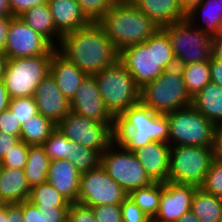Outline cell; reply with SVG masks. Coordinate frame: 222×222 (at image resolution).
<instances>
[{
	"label": "cell",
	"instance_id": "obj_49",
	"mask_svg": "<svg viewBox=\"0 0 222 222\" xmlns=\"http://www.w3.org/2000/svg\"><path fill=\"white\" fill-rule=\"evenodd\" d=\"M13 16L0 17V52L5 53L7 35Z\"/></svg>",
	"mask_w": 222,
	"mask_h": 222
},
{
	"label": "cell",
	"instance_id": "obj_27",
	"mask_svg": "<svg viewBox=\"0 0 222 222\" xmlns=\"http://www.w3.org/2000/svg\"><path fill=\"white\" fill-rule=\"evenodd\" d=\"M191 212L201 222H220L222 219V198L197 187L192 198Z\"/></svg>",
	"mask_w": 222,
	"mask_h": 222
},
{
	"label": "cell",
	"instance_id": "obj_1",
	"mask_svg": "<svg viewBox=\"0 0 222 222\" xmlns=\"http://www.w3.org/2000/svg\"><path fill=\"white\" fill-rule=\"evenodd\" d=\"M57 50L87 75H93L119 59V52L99 22H90L63 35Z\"/></svg>",
	"mask_w": 222,
	"mask_h": 222
},
{
	"label": "cell",
	"instance_id": "obj_26",
	"mask_svg": "<svg viewBox=\"0 0 222 222\" xmlns=\"http://www.w3.org/2000/svg\"><path fill=\"white\" fill-rule=\"evenodd\" d=\"M192 106L214 125L222 122V88L208 83L192 98Z\"/></svg>",
	"mask_w": 222,
	"mask_h": 222
},
{
	"label": "cell",
	"instance_id": "obj_18",
	"mask_svg": "<svg viewBox=\"0 0 222 222\" xmlns=\"http://www.w3.org/2000/svg\"><path fill=\"white\" fill-rule=\"evenodd\" d=\"M171 146L166 142L152 141L135 149L133 154L153 182L168 181Z\"/></svg>",
	"mask_w": 222,
	"mask_h": 222
},
{
	"label": "cell",
	"instance_id": "obj_33",
	"mask_svg": "<svg viewBox=\"0 0 222 222\" xmlns=\"http://www.w3.org/2000/svg\"><path fill=\"white\" fill-rule=\"evenodd\" d=\"M23 222H67L68 207H52V209H37L26 200L22 202Z\"/></svg>",
	"mask_w": 222,
	"mask_h": 222
},
{
	"label": "cell",
	"instance_id": "obj_13",
	"mask_svg": "<svg viewBox=\"0 0 222 222\" xmlns=\"http://www.w3.org/2000/svg\"><path fill=\"white\" fill-rule=\"evenodd\" d=\"M128 195L101 165L80 175L78 203L90 207L121 205Z\"/></svg>",
	"mask_w": 222,
	"mask_h": 222
},
{
	"label": "cell",
	"instance_id": "obj_53",
	"mask_svg": "<svg viewBox=\"0 0 222 222\" xmlns=\"http://www.w3.org/2000/svg\"><path fill=\"white\" fill-rule=\"evenodd\" d=\"M12 16L9 0H0V17Z\"/></svg>",
	"mask_w": 222,
	"mask_h": 222
},
{
	"label": "cell",
	"instance_id": "obj_50",
	"mask_svg": "<svg viewBox=\"0 0 222 222\" xmlns=\"http://www.w3.org/2000/svg\"><path fill=\"white\" fill-rule=\"evenodd\" d=\"M211 57L222 62V34L212 37Z\"/></svg>",
	"mask_w": 222,
	"mask_h": 222
},
{
	"label": "cell",
	"instance_id": "obj_10",
	"mask_svg": "<svg viewBox=\"0 0 222 222\" xmlns=\"http://www.w3.org/2000/svg\"><path fill=\"white\" fill-rule=\"evenodd\" d=\"M56 127L76 144L103 153L115 141L116 123H103L72 111Z\"/></svg>",
	"mask_w": 222,
	"mask_h": 222
},
{
	"label": "cell",
	"instance_id": "obj_38",
	"mask_svg": "<svg viewBox=\"0 0 222 222\" xmlns=\"http://www.w3.org/2000/svg\"><path fill=\"white\" fill-rule=\"evenodd\" d=\"M90 22H99L117 0H76Z\"/></svg>",
	"mask_w": 222,
	"mask_h": 222
},
{
	"label": "cell",
	"instance_id": "obj_7",
	"mask_svg": "<svg viewBox=\"0 0 222 222\" xmlns=\"http://www.w3.org/2000/svg\"><path fill=\"white\" fill-rule=\"evenodd\" d=\"M53 48L47 55L8 59L3 82L10 99L34 96L37 86L49 74Z\"/></svg>",
	"mask_w": 222,
	"mask_h": 222
},
{
	"label": "cell",
	"instance_id": "obj_45",
	"mask_svg": "<svg viewBox=\"0 0 222 222\" xmlns=\"http://www.w3.org/2000/svg\"><path fill=\"white\" fill-rule=\"evenodd\" d=\"M20 141V137L12 136L0 131V161L9 153L14 145Z\"/></svg>",
	"mask_w": 222,
	"mask_h": 222
},
{
	"label": "cell",
	"instance_id": "obj_16",
	"mask_svg": "<svg viewBox=\"0 0 222 222\" xmlns=\"http://www.w3.org/2000/svg\"><path fill=\"white\" fill-rule=\"evenodd\" d=\"M197 186L177 184L170 181L164 183L160 196L159 211L154 222H176L185 213L191 211L192 198Z\"/></svg>",
	"mask_w": 222,
	"mask_h": 222
},
{
	"label": "cell",
	"instance_id": "obj_11",
	"mask_svg": "<svg viewBox=\"0 0 222 222\" xmlns=\"http://www.w3.org/2000/svg\"><path fill=\"white\" fill-rule=\"evenodd\" d=\"M162 29L170 38L178 67L210 60L212 37L194 27L187 19Z\"/></svg>",
	"mask_w": 222,
	"mask_h": 222
},
{
	"label": "cell",
	"instance_id": "obj_8",
	"mask_svg": "<svg viewBox=\"0 0 222 222\" xmlns=\"http://www.w3.org/2000/svg\"><path fill=\"white\" fill-rule=\"evenodd\" d=\"M170 146L213 147L215 125L192 105L166 114Z\"/></svg>",
	"mask_w": 222,
	"mask_h": 222
},
{
	"label": "cell",
	"instance_id": "obj_31",
	"mask_svg": "<svg viewBox=\"0 0 222 222\" xmlns=\"http://www.w3.org/2000/svg\"><path fill=\"white\" fill-rule=\"evenodd\" d=\"M179 68L182 71L185 87L191 98L211 82L209 61L189 63L181 65Z\"/></svg>",
	"mask_w": 222,
	"mask_h": 222
},
{
	"label": "cell",
	"instance_id": "obj_44",
	"mask_svg": "<svg viewBox=\"0 0 222 222\" xmlns=\"http://www.w3.org/2000/svg\"><path fill=\"white\" fill-rule=\"evenodd\" d=\"M47 3V0H9L12 16H20L26 10Z\"/></svg>",
	"mask_w": 222,
	"mask_h": 222
},
{
	"label": "cell",
	"instance_id": "obj_15",
	"mask_svg": "<svg viewBox=\"0 0 222 222\" xmlns=\"http://www.w3.org/2000/svg\"><path fill=\"white\" fill-rule=\"evenodd\" d=\"M70 111L103 123H116L106 109L94 75H86L70 101Z\"/></svg>",
	"mask_w": 222,
	"mask_h": 222
},
{
	"label": "cell",
	"instance_id": "obj_2",
	"mask_svg": "<svg viewBox=\"0 0 222 222\" xmlns=\"http://www.w3.org/2000/svg\"><path fill=\"white\" fill-rule=\"evenodd\" d=\"M119 60L140 89L165 70L177 67L170 38L162 28L146 42L124 48L119 52Z\"/></svg>",
	"mask_w": 222,
	"mask_h": 222
},
{
	"label": "cell",
	"instance_id": "obj_29",
	"mask_svg": "<svg viewBox=\"0 0 222 222\" xmlns=\"http://www.w3.org/2000/svg\"><path fill=\"white\" fill-rule=\"evenodd\" d=\"M55 128L56 124L38 113L21 126L20 140L27 145H42Z\"/></svg>",
	"mask_w": 222,
	"mask_h": 222
},
{
	"label": "cell",
	"instance_id": "obj_54",
	"mask_svg": "<svg viewBox=\"0 0 222 222\" xmlns=\"http://www.w3.org/2000/svg\"><path fill=\"white\" fill-rule=\"evenodd\" d=\"M176 222H201L195 214L191 211L185 213L179 220Z\"/></svg>",
	"mask_w": 222,
	"mask_h": 222
},
{
	"label": "cell",
	"instance_id": "obj_41",
	"mask_svg": "<svg viewBox=\"0 0 222 222\" xmlns=\"http://www.w3.org/2000/svg\"><path fill=\"white\" fill-rule=\"evenodd\" d=\"M67 222H98L90 206L75 202L69 205Z\"/></svg>",
	"mask_w": 222,
	"mask_h": 222
},
{
	"label": "cell",
	"instance_id": "obj_48",
	"mask_svg": "<svg viewBox=\"0 0 222 222\" xmlns=\"http://www.w3.org/2000/svg\"><path fill=\"white\" fill-rule=\"evenodd\" d=\"M213 151L214 158L222 160V122L214 127Z\"/></svg>",
	"mask_w": 222,
	"mask_h": 222
},
{
	"label": "cell",
	"instance_id": "obj_43",
	"mask_svg": "<svg viewBox=\"0 0 222 222\" xmlns=\"http://www.w3.org/2000/svg\"><path fill=\"white\" fill-rule=\"evenodd\" d=\"M0 131L17 137L21 135V124L9 109L0 113Z\"/></svg>",
	"mask_w": 222,
	"mask_h": 222
},
{
	"label": "cell",
	"instance_id": "obj_47",
	"mask_svg": "<svg viewBox=\"0 0 222 222\" xmlns=\"http://www.w3.org/2000/svg\"><path fill=\"white\" fill-rule=\"evenodd\" d=\"M209 64L211 82L216 83L222 88V62L211 57L209 60Z\"/></svg>",
	"mask_w": 222,
	"mask_h": 222
},
{
	"label": "cell",
	"instance_id": "obj_34",
	"mask_svg": "<svg viewBox=\"0 0 222 222\" xmlns=\"http://www.w3.org/2000/svg\"><path fill=\"white\" fill-rule=\"evenodd\" d=\"M42 146L51 161L67 159L71 162L73 142L67 139L57 127L51 132Z\"/></svg>",
	"mask_w": 222,
	"mask_h": 222
},
{
	"label": "cell",
	"instance_id": "obj_20",
	"mask_svg": "<svg viewBox=\"0 0 222 222\" xmlns=\"http://www.w3.org/2000/svg\"><path fill=\"white\" fill-rule=\"evenodd\" d=\"M81 173L67 159L50 161L47 181L70 203L78 202Z\"/></svg>",
	"mask_w": 222,
	"mask_h": 222
},
{
	"label": "cell",
	"instance_id": "obj_55",
	"mask_svg": "<svg viewBox=\"0 0 222 222\" xmlns=\"http://www.w3.org/2000/svg\"><path fill=\"white\" fill-rule=\"evenodd\" d=\"M7 61L8 57L4 53L0 52V80H3Z\"/></svg>",
	"mask_w": 222,
	"mask_h": 222
},
{
	"label": "cell",
	"instance_id": "obj_5",
	"mask_svg": "<svg viewBox=\"0 0 222 222\" xmlns=\"http://www.w3.org/2000/svg\"><path fill=\"white\" fill-rule=\"evenodd\" d=\"M93 75L104 105L115 119L140 102V88L119 59Z\"/></svg>",
	"mask_w": 222,
	"mask_h": 222
},
{
	"label": "cell",
	"instance_id": "obj_23",
	"mask_svg": "<svg viewBox=\"0 0 222 222\" xmlns=\"http://www.w3.org/2000/svg\"><path fill=\"white\" fill-rule=\"evenodd\" d=\"M186 19L211 37L222 34V0H203L186 14Z\"/></svg>",
	"mask_w": 222,
	"mask_h": 222
},
{
	"label": "cell",
	"instance_id": "obj_24",
	"mask_svg": "<svg viewBox=\"0 0 222 222\" xmlns=\"http://www.w3.org/2000/svg\"><path fill=\"white\" fill-rule=\"evenodd\" d=\"M30 190L23 169L0 167V204L26 201Z\"/></svg>",
	"mask_w": 222,
	"mask_h": 222
},
{
	"label": "cell",
	"instance_id": "obj_56",
	"mask_svg": "<svg viewBox=\"0 0 222 222\" xmlns=\"http://www.w3.org/2000/svg\"><path fill=\"white\" fill-rule=\"evenodd\" d=\"M6 204H0V222H5Z\"/></svg>",
	"mask_w": 222,
	"mask_h": 222
},
{
	"label": "cell",
	"instance_id": "obj_17",
	"mask_svg": "<svg viewBox=\"0 0 222 222\" xmlns=\"http://www.w3.org/2000/svg\"><path fill=\"white\" fill-rule=\"evenodd\" d=\"M34 99L38 113L56 125L70 112V102L61 93L50 73L37 86Z\"/></svg>",
	"mask_w": 222,
	"mask_h": 222
},
{
	"label": "cell",
	"instance_id": "obj_28",
	"mask_svg": "<svg viewBox=\"0 0 222 222\" xmlns=\"http://www.w3.org/2000/svg\"><path fill=\"white\" fill-rule=\"evenodd\" d=\"M50 161L42 145H29L28 158L23 170L30 188L47 182Z\"/></svg>",
	"mask_w": 222,
	"mask_h": 222
},
{
	"label": "cell",
	"instance_id": "obj_51",
	"mask_svg": "<svg viewBox=\"0 0 222 222\" xmlns=\"http://www.w3.org/2000/svg\"><path fill=\"white\" fill-rule=\"evenodd\" d=\"M10 103V96L7 92L3 80H0V113L8 109Z\"/></svg>",
	"mask_w": 222,
	"mask_h": 222
},
{
	"label": "cell",
	"instance_id": "obj_42",
	"mask_svg": "<svg viewBox=\"0 0 222 222\" xmlns=\"http://www.w3.org/2000/svg\"><path fill=\"white\" fill-rule=\"evenodd\" d=\"M98 222H122L120 205H100L91 207Z\"/></svg>",
	"mask_w": 222,
	"mask_h": 222
},
{
	"label": "cell",
	"instance_id": "obj_19",
	"mask_svg": "<svg viewBox=\"0 0 222 222\" xmlns=\"http://www.w3.org/2000/svg\"><path fill=\"white\" fill-rule=\"evenodd\" d=\"M49 73L56 81L61 93L69 102L75 96L81 81L87 75L65 58L57 49L52 54Z\"/></svg>",
	"mask_w": 222,
	"mask_h": 222
},
{
	"label": "cell",
	"instance_id": "obj_4",
	"mask_svg": "<svg viewBox=\"0 0 222 222\" xmlns=\"http://www.w3.org/2000/svg\"><path fill=\"white\" fill-rule=\"evenodd\" d=\"M99 23L118 52L146 42L161 29L130 0H117Z\"/></svg>",
	"mask_w": 222,
	"mask_h": 222
},
{
	"label": "cell",
	"instance_id": "obj_35",
	"mask_svg": "<svg viewBox=\"0 0 222 222\" xmlns=\"http://www.w3.org/2000/svg\"><path fill=\"white\" fill-rule=\"evenodd\" d=\"M71 163L80 173L88 172L100 166L101 153L73 142Z\"/></svg>",
	"mask_w": 222,
	"mask_h": 222
},
{
	"label": "cell",
	"instance_id": "obj_39",
	"mask_svg": "<svg viewBox=\"0 0 222 222\" xmlns=\"http://www.w3.org/2000/svg\"><path fill=\"white\" fill-rule=\"evenodd\" d=\"M28 152L29 145L20 140L0 161V167L24 169L28 158Z\"/></svg>",
	"mask_w": 222,
	"mask_h": 222
},
{
	"label": "cell",
	"instance_id": "obj_46",
	"mask_svg": "<svg viewBox=\"0 0 222 222\" xmlns=\"http://www.w3.org/2000/svg\"><path fill=\"white\" fill-rule=\"evenodd\" d=\"M5 222H23L22 202L6 204Z\"/></svg>",
	"mask_w": 222,
	"mask_h": 222
},
{
	"label": "cell",
	"instance_id": "obj_21",
	"mask_svg": "<svg viewBox=\"0 0 222 222\" xmlns=\"http://www.w3.org/2000/svg\"><path fill=\"white\" fill-rule=\"evenodd\" d=\"M56 31L61 35L76 31L90 23L76 0H47Z\"/></svg>",
	"mask_w": 222,
	"mask_h": 222
},
{
	"label": "cell",
	"instance_id": "obj_30",
	"mask_svg": "<svg viewBox=\"0 0 222 222\" xmlns=\"http://www.w3.org/2000/svg\"><path fill=\"white\" fill-rule=\"evenodd\" d=\"M163 188V182H153L145 187L132 190L128 196L153 220L159 211Z\"/></svg>",
	"mask_w": 222,
	"mask_h": 222
},
{
	"label": "cell",
	"instance_id": "obj_32",
	"mask_svg": "<svg viewBox=\"0 0 222 222\" xmlns=\"http://www.w3.org/2000/svg\"><path fill=\"white\" fill-rule=\"evenodd\" d=\"M28 201L37 209L69 207L70 203L48 181L31 188Z\"/></svg>",
	"mask_w": 222,
	"mask_h": 222
},
{
	"label": "cell",
	"instance_id": "obj_52",
	"mask_svg": "<svg viewBox=\"0 0 222 222\" xmlns=\"http://www.w3.org/2000/svg\"><path fill=\"white\" fill-rule=\"evenodd\" d=\"M203 0H180L181 8L185 14L191 11L195 6L200 5Z\"/></svg>",
	"mask_w": 222,
	"mask_h": 222
},
{
	"label": "cell",
	"instance_id": "obj_14",
	"mask_svg": "<svg viewBox=\"0 0 222 222\" xmlns=\"http://www.w3.org/2000/svg\"><path fill=\"white\" fill-rule=\"evenodd\" d=\"M54 46L30 28L19 16H13L7 35L5 55L8 59L47 55Z\"/></svg>",
	"mask_w": 222,
	"mask_h": 222
},
{
	"label": "cell",
	"instance_id": "obj_6",
	"mask_svg": "<svg viewBox=\"0 0 222 222\" xmlns=\"http://www.w3.org/2000/svg\"><path fill=\"white\" fill-rule=\"evenodd\" d=\"M140 102L158 114H167L192 105L181 69L165 70L140 89Z\"/></svg>",
	"mask_w": 222,
	"mask_h": 222
},
{
	"label": "cell",
	"instance_id": "obj_22",
	"mask_svg": "<svg viewBox=\"0 0 222 222\" xmlns=\"http://www.w3.org/2000/svg\"><path fill=\"white\" fill-rule=\"evenodd\" d=\"M160 28L186 19L180 0H130Z\"/></svg>",
	"mask_w": 222,
	"mask_h": 222
},
{
	"label": "cell",
	"instance_id": "obj_9",
	"mask_svg": "<svg viewBox=\"0 0 222 222\" xmlns=\"http://www.w3.org/2000/svg\"><path fill=\"white\" fill-rule=\"evenodd\" d=\"M213 159V147L171 146L168 181L200 187Z\"/></svg>",
	"mask_w": 222,
	"mask_h": 222
},
{
	"label": "cell",
	"instance_id": "obj_37",
	"mask_svg": "<svg viewBox=\"0 0 222 222\" xmlns=\"http://www.w3.org/2000/svg\"><path fill=\"white\" fill-rule=\"evenodd\" d=\"M205 192L222 197V160L214 158L200 186Z\"/></svg>",
	"mask_w": 222,
	"mask_h": 222
},
{
	"label": "cell",
	"instance_id": "obj_3",
	"mask_svg": "<svg viewBox=\"0 0 222 222\" xmlns=\"http://www.w3.org/2000/svg\"><path fill=\"white\" fill-rule=\"evenodd\" d=\"M115 140L131 152L152 141L169 144L167 116L155 113L139 102L116 119Z\"/></svg>",
	"mask_w": 222,
	"mask_h": 222
},
{
	"label": "cell",
	"instance_id": "obj_12",
	"mask_svg": "<svg viewBox=\"0 0 222 222\" xmlns=\"http://www.w3.org/2000/svg\"><path fill=\"white\" fill-rule=\"evenodd\" d=\"M100 165L127 193L153 183L133 152L117 140L101 154Z\"/></svg>",
	"mask_w": 222,
	"mask_h": 222
},
{
	"label": "cell",
	"instance_id": "obj_36",
	"mask_svg": "<svg viewBox=\"0 0 222 222\" xmlns=\"http://www.w3.org/2000/svg\"><path fill=\"white\" fill-rule=\"evenodd\" d=\"M8 109L21 126L38 114V107L34 96L10 99Z\"/></svg>",
	"mask_w": 222,
	"mask_h": 222
},
{
	"label": "cell",
	"instance_id": "obj_40",
	"mask_svg": "<svg viewBox=\"0 0 222 222\" xmlns=\"http://www.w3.org/2000/svg\"><path fill=\"white\" fill-rule=\"evenodd\" d=\"M122 222H151L152 219L146 215L138 205L127 197L120 205Z\"/></svg>",
	"mask_w": 222,
	"mask_h": 222
},
{
	"label": "cell",
	"instance_id": "obj_25",
	"mask_svg": "<svg viewBox=\"0 0 222 222\" xmlns=\"http://www.w3.org/2000/svg\"><path fill=\"white\" fill-rule=\"evenodd\" d=\"M30 28L44 36L55 48L62 36L56 31L48 3L37 5L19 16Z\"/></svg>",
	"mask_w": 222,
	"mask_h": 222
}]
</instances>
